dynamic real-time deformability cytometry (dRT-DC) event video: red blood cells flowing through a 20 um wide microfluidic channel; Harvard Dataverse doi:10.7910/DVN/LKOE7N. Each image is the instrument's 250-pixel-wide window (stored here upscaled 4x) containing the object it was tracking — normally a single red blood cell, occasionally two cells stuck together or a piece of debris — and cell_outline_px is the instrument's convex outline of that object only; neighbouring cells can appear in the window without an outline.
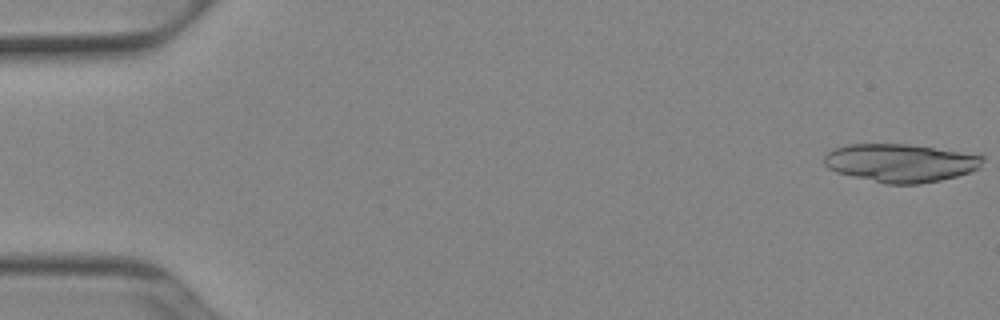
{"species": "Egyptian fruit bat (a non-hibernating species)", "species_latin": "Rousettus aegyptiacus", "temperature_condition": "cold", "stored_images_in_passage": 14, "camera_frame_rate_fps": 3000, "um_per_image_px": 0.085, "animal": {"sex": "female"}, "frame": {"image": 1, "passage_image": 1, "time_ms": 0.0, "image_size_px": [1000, 320], "cell_outline_px": [[984, 160], [980, 168], [972, 172], [940, 180], [920, 184], [888, 184], [836, 172], [828, 168], [824, 164], [824, 156], [828, 152], [836, 148], [848, 144], [908, 144], [984, 152]], "centroid_in_image_um": [76.7, 13.82], "position_along_channel_um": 8.3, "area_um2": 36.13}}